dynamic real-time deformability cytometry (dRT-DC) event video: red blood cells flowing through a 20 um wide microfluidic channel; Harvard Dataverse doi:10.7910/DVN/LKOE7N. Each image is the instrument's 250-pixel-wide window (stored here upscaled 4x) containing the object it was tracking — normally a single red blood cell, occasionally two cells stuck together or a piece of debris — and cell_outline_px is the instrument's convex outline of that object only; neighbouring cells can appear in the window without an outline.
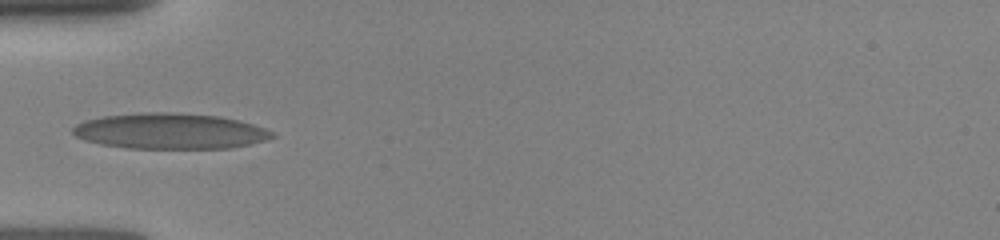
{"species": "human", "species_latin": "Homo sapiens", "temperature_condition": "room temperature", "stored_images_in_passage": 47, "camera_frame_rate_fps": 3000, "um_per_image_px": 0.085, "donor": {"sex": "female"}, "frame": {"image": 1, "passage_image": 1, "time_ms": 0.0, "image_size_px": [1000, 240], "cell_outline_px": [[276, 136], [264, 140], [232, 148], [128, 148], [100, 144], [84, 140], [76, 136], [72, 132], [72, 128], [76, 124], [84, 120], [104, 116], [148, 112], [180, 112], [220, 116], [240, 120], [264, 128], [272, 132]], "centroid_in_image_um": [14.44, 11.14], "position_along_channel_um": 70.6, "area_um2": 41.5}}
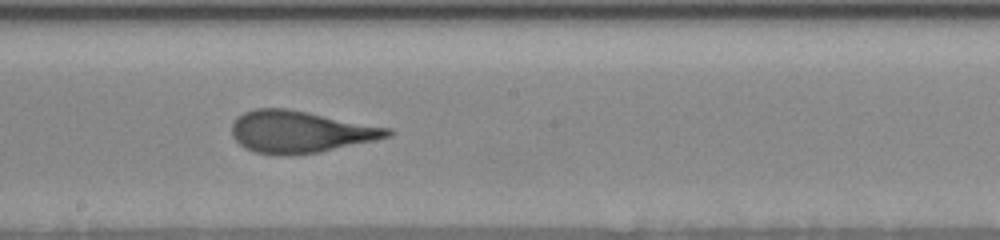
{"frame": {"image": 2, "passage_image": 26, "time_ms": 3.667, "image_size_px": [1000, 240], "cell_outline_px": [[396, 132], [392, 136], [376, 140], [320, 152], [292, 156], [256, 152], [244, 148], [232, 136], [232, 124], [244, 112], [256, 108], [284, 108], [308, 112], [392, 128]], "centroid_in_image_um": [25.57, 11.21], "position_along_channel_um": 222.6, "area_um2": 38.15}}
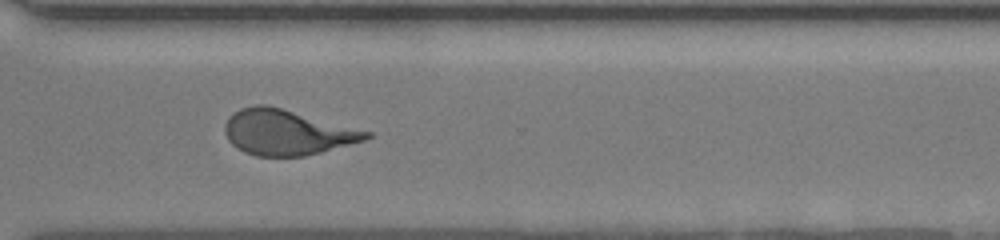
{"frame": {"image": 3, "passage_image": 46, "time_ms": 6.667, "image_size_px": [1000, 240], "cell_outline_px": [[372, 136], [364, 140], [320, 152], [304, 156], [256, 156], [244, 152], [232, 144], [228, 140], [224, 132], [224, 124], [228, 116], [240, 108], [256, 104], [268, 104], [372, 132]], "centroid_in_image_um": [24.34, 11.23], "position_along_channel_um": 346.3, "area_um2": 37.4}}